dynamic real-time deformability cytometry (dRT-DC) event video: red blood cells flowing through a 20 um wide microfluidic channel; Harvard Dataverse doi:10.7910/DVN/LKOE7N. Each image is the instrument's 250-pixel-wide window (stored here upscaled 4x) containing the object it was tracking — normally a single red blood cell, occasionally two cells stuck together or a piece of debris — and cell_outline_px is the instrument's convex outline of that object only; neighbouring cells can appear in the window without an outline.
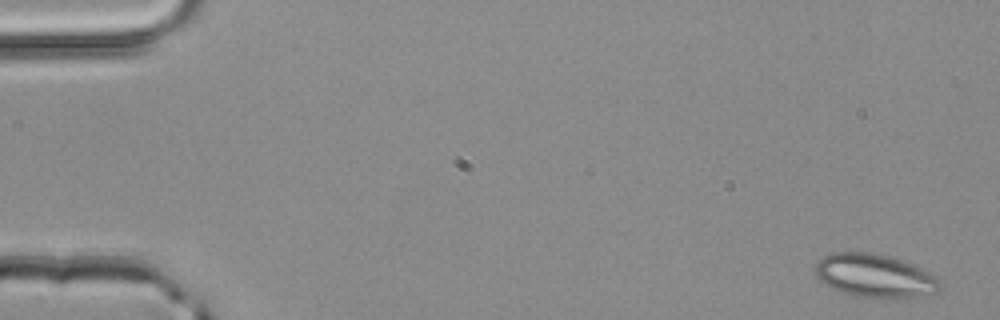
{"species": "common noctule bat (a hibernating species)", "species_latin": "Nyctalus noctula", "temperature_condition": "room temperature", "stored_images_in_passage": 4, "camera_frame_rate_fps": 3000, "um_per_image_px": 0.085, "animal": {"sex": "male", "body_mass_g": 20.4}, "frame": {"image": 1, "passage_image": 1, "time_ms": 0.0, "image_size_px": [1000, 320], "cell_outline_px": [[940, 288], [936, 292], [916, 296], [860, 296], [844, 292], [832, 288], [820, 280], [816, 276], [816, 264], [824, 256], [832, 252], [872, 252], [888, 256], [912, 264], [936, 276], [940, 280]], "centroid_in_image_um": [74.34, 23.4], "position_along_channel_um": 10.7, "area_um2": 30.58}}